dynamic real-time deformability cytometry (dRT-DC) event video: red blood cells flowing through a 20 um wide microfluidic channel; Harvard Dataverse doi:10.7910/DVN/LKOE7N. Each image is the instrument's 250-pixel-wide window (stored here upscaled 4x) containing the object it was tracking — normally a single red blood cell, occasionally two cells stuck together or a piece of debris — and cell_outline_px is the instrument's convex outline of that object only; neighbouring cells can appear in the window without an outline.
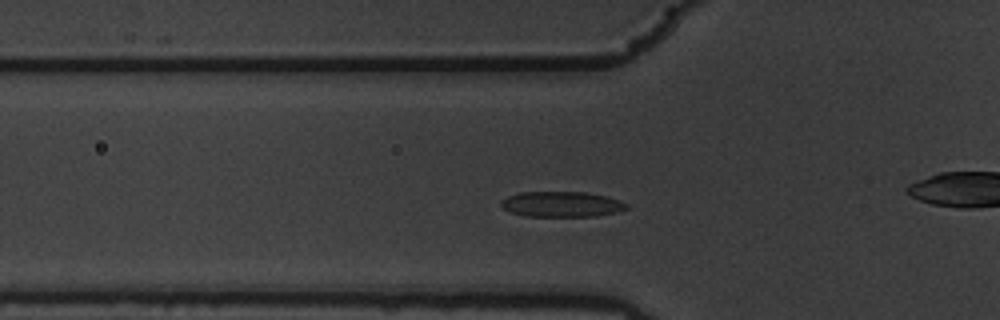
{"species": "common noctule bat (a hibernating species)", "species_latin": "Nyctalus noctula", "temperature_condition": "warm", "stored_images_in_passage": 54, "camera_frame_rate_fps": 3000, "um_per_image_px": 0.085, "animal": {"sex": "male", "body_mass_g": 19.5, "forearm_length_mm": 54.6}, "frame": {"image": 1, "passage_image": 15, "time_ms": 4.667, "image_size_px": [1000, 320], "cell_outline_px": [[628, 208], [616, 212], [592, 216], [524, 216], [512, 212], [504, 208], [500, 204], [500, 200], [508, 196], [520, 192], [588, 192], [608, 196], [620, 200], [628, 204]], "centroid_in_image_um": [47.75, 17.35], "position_along_channel_um": 78.1, "area_um2": 18.61}}
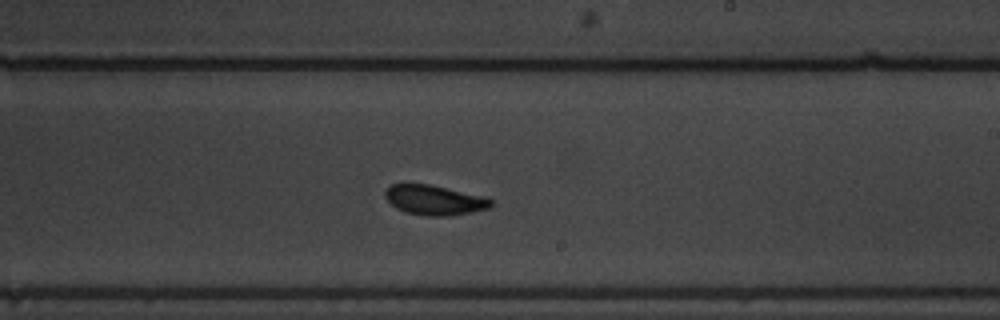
{"frame": {"image": 2, "passage_image": 30, "time_ms": 9.667, "image_size_px": [1000, 320], "cell_outline_px": [[492, 208], [472, 212], [448, 216], [424, 216], [404, 212], [396, 208], [384, 196], [384, 192], [392, 184], [428, 184], [480, 196], [492, 200]], "centroid_in_image_um": [36.9, 17.03], "position_along_channel_um": 252.1, "area_um2": 18.21}}
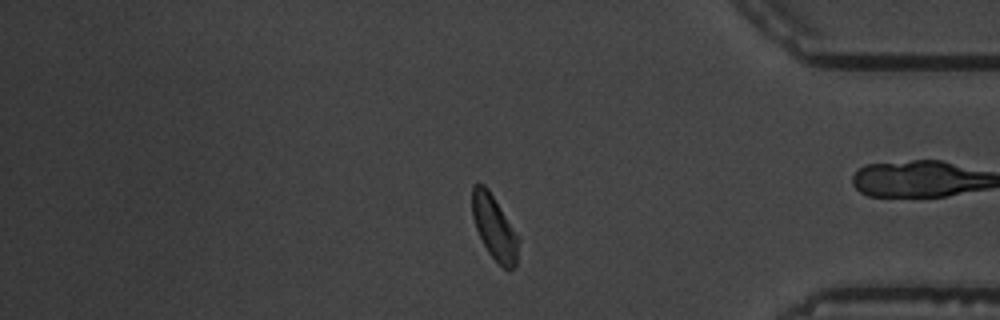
{"frame": {"image": 3, "passage_image": 44, "time_ms": 14.333, "image_size_px": [1000, 320], "cell_outline_px": [[520, 240], [516, 264], [508, 272], [488, 252], [476, 228], [472, 216], [472, 184], [484, 184], [488, 188], [520, 236]], "centroid_in_image_um": [42.05, 19.33], "position_along_channel_um": 393.2, "area_um2": 17.51}, "authors_computed_cell_mechanics": {"area_um2": 18.4093, "velocity_mm_per_s": 3.4761, "shape_relaxation_time_tau1_ms": 3.8243, "shape_relaxation_time_tau2_ms": 1.12, "deformation_change_tau1": 0.135, "deformation_change_tau2": 0.0804}}